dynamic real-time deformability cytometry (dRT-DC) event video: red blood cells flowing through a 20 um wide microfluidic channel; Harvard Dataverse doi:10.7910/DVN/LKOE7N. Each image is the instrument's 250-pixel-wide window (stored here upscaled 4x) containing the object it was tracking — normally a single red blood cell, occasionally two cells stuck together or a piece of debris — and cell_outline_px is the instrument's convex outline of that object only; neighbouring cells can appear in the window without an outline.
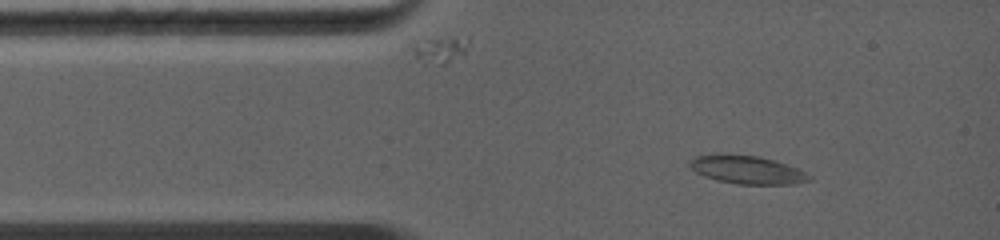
{"species": "common noctule bat (a hibernating species)", "species_latin": "Nyctalus noctula", "temperature_condition": "warm", "stored_images_in_passage": 23, "camera_frame_rate_fps": 5000, "um_per_image_px": 0.085, "animal": {"sex": "female", "body_mass_g": 19.0, "forearm_length_mm": 56.7}, "frame": {"image": 1, "passage_image": 2, "time_ms": 0.6, "image_size_px": [1000, 240], "cell_outline_px": [[812, 180], [792, 184], [736, 184], [716, 180], [704, 176], [696, 172], [688, 164], [688, 160], [696, 156], [716, 152], [720, 152], [760, 156], [796, 168], [812, 176]], "centroid_in_image_um": [63.42, 14.4], "position_along_channel_um": 21.6, "area_um2": 19.94}}
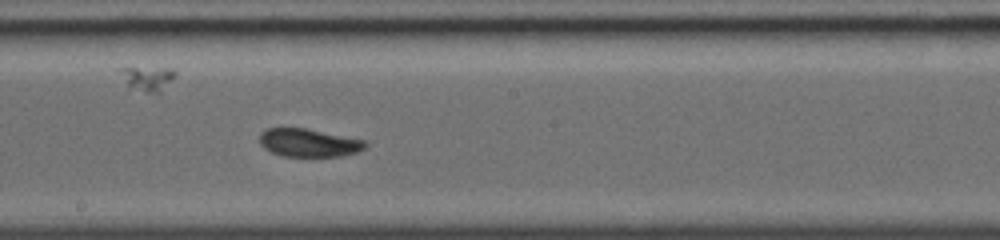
{"frame": {"image": 2, "passage_image": 13, "time_ms": 5.8, "image_size_px": [1000, 240], "cell_outline_px": [[368, 144], [364, 148], [356, 152], [340, 156], [284, 156], [272, 152], [264, 148], [260, 144], [260, 132], [264, 128], [308, 128], [364, 140]], "centroid_in_image_um": [26.22, 12.12], "position_along_channel_um": 222.0, "area_um2": 17.28}}
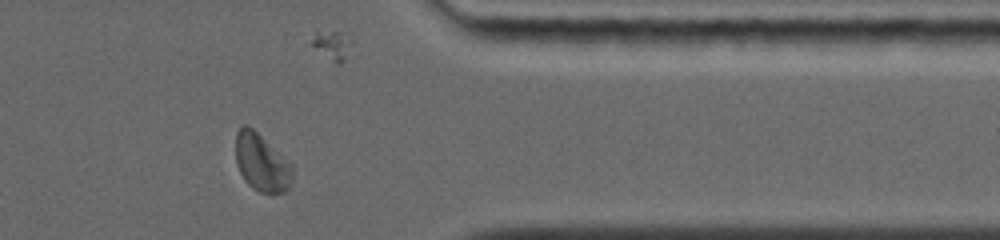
{"frame": {"image": 3, "passage_image": 21, "time_ms": 9.8, "image_size_px": [1000, 240], "cell_outline_px": [[292, 180], [288, 188], [284, 192], [272, 196], [260, 192], [252, 188], [244, 180], [236, 164], [236, 132], [244, 124], [248, 124], [292, 164]], "centroid_in_image_um": [22.24, 13.86], "position_along_channel_um": 389.2, "area_um2": 19.25}, "authors_computed_cell_mechanics": {"area_um2": 18.2648, "velocity_mm_per_s": 4.4287, "shape_relaxation_time_tau1_ms": 8.6207, "shape_relaxation_time_tau2_ms": 1.4545, "deformation_change_tau1": 0.219, "deformation_change_tau2": 0.043}}